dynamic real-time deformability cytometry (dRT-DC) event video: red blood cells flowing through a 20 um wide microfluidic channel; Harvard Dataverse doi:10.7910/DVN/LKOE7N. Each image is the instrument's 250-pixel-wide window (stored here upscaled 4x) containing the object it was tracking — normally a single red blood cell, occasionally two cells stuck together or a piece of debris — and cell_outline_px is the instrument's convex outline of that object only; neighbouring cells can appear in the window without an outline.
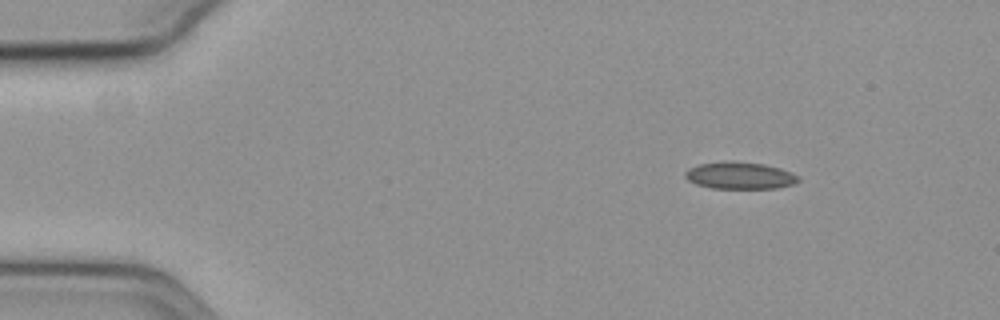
{"species": "common noctule bat (a hibernating species)", "species_latin": "Nyctalus noctula", "temperature_condition": "cold", "stored_images_in_passage": 4, "camera_frame_rate_fps": 3000, "um_per_image_px": 0.085, "animal": {"sex": "female", "body_mass_g": 19.3, "forearm_length_mm": 54.1}, "frame": {"image": 1, "passage_image": 1, "time_ms": 0.0, "image_size_px": [1000, 320], "cell_outline_px": [[800, 180], [792, 184], [776, 188], [712, 188], [696, 184], [688, 180], [684, 176], [684, 172], [688, 168], [700, 164], [732, 160], [764, 164], [780, 168], [796, 176]], "centroid_in_image_um": [62.83, 14.91], "position_along_channel_um": 22.2, "area_um2": 17.69}}